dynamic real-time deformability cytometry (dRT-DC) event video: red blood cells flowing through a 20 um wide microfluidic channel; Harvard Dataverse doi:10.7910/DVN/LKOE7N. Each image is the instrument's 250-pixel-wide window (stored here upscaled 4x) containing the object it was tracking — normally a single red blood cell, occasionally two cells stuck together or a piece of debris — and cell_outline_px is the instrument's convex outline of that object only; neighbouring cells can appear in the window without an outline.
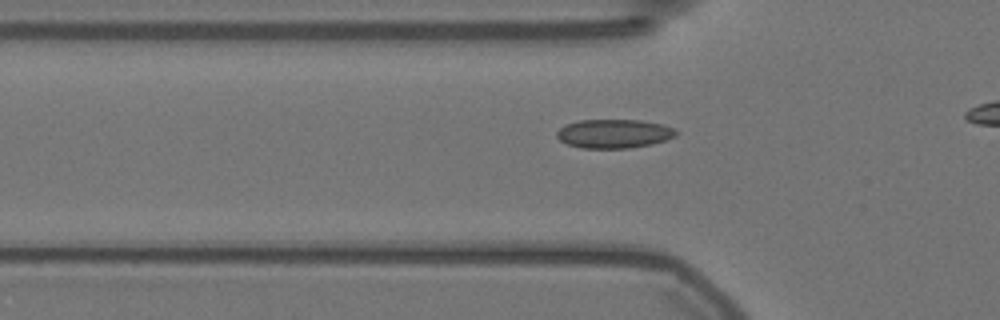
{"species": "Egyptian fruit bat (a non-hibernating species)", "species_latin": "Rousettus aegyptiacus", "temperature_condition": "warm", "stored_images_in_passage": 30, "camera_frame_rate_fps": 3000, "um_per_image_px": 0.085, "animal": {"sex": "female"}, "frame": {"image": 1, "passage_image": 2, "time_ms": 0.333, "image_size_px": [1000, 320], "cell_outline_px": [[676, 136], [652, 144], [628, 148], [580, 148], [568, 144], [560, 140], [556, 136], [556, 132], [564, 124], [580, 120], [640, 120], [664, 124], [672, 128], [676, 132]], "centroid_in_image_um": [52.16, 11.36], "position_along_channel_um": 73.6, "area_um2": 20.06}}
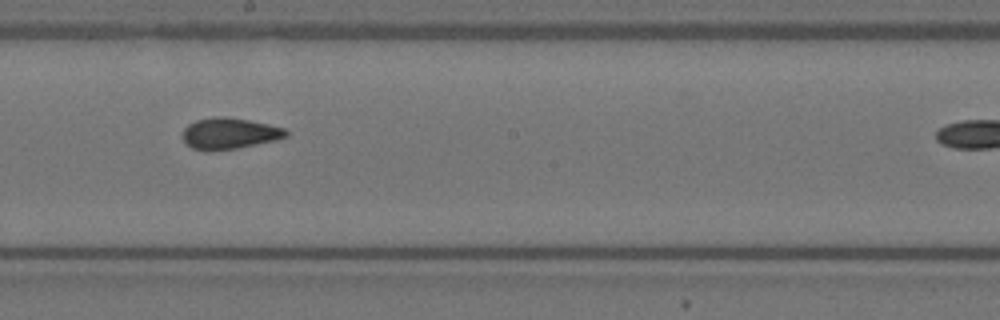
{"frame": {"image": 2, "passage_image": 15, "time_ms": 4.667, "image_size_px": [1000, 320], "cell_outline_px": [[288, 136], [276, 140], [236, 148], [204, 152], [192, 148], [184, 140], [184, 128], [188, 124], [196, 120], [216, 116], [224, 116], [248, 120], [268, 124], [284, 128], [288, 132]], "centroid_in_image_um": [19.49, 11.34], "position_along_channel_um": 228.7, "area_um2": 18.73}}
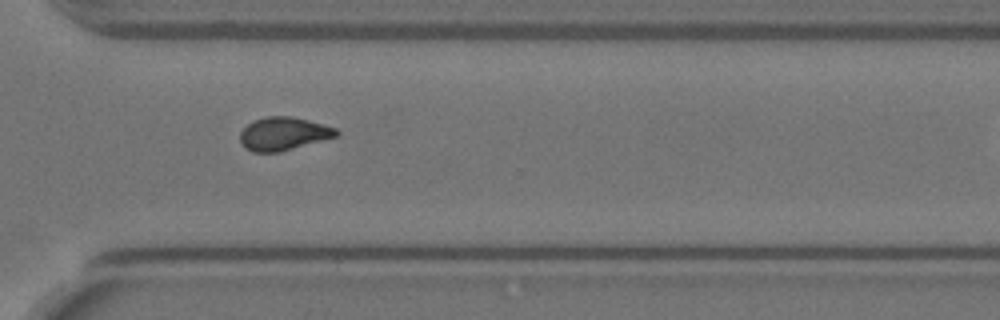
{"frame": {"image": 3, "passage_image": 25, "time_ms": 8.0, "image_size_px": [1000, 320], "cell_outline_px": [[340, 132], [336, 136], [280, 152], [252, 152], [244, 148], [240, 140], [240, 132], [252, 120], [268, 116], [292, 116], [324, 124], [336, 128]], "centroid_in_image_um": [24.07, 11.36], "position_along_channel_um": 346.5, "area_um2": 18.61}}